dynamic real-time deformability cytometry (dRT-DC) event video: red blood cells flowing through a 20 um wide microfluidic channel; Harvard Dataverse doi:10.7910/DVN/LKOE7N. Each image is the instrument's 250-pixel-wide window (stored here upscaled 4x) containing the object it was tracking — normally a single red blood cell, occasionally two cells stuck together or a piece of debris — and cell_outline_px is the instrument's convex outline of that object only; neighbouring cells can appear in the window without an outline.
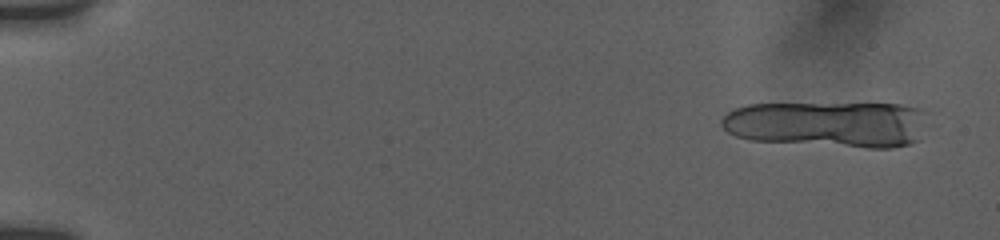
{"species": "human", "species_latin": "Homo sapiens", "temperature_condition": "room temperature", "stored_images_in_passage": 19, "camera_frame_rate_fps": 3000, "um_per_image_px": 0.085, "donor": {"sex": "female"}, "frame": {"image": 1, "passage_image": 4, "time_ms": 0.667, "image_size_px": [1000, 240], "cell_outline_px": [[928, 112], [920, 140], [908, 144], [892, 148], [868, 148], [752, 140], [736, 136], [728, 132], [720, 124], [720, 120], [728, 112], [736, 108], [748, 104], [900, 104], [920, 108]], "centroid_in_image_um": [70.43, 10.55], "position_along_channel_um": 14.6, "area_um2": 55.78}}